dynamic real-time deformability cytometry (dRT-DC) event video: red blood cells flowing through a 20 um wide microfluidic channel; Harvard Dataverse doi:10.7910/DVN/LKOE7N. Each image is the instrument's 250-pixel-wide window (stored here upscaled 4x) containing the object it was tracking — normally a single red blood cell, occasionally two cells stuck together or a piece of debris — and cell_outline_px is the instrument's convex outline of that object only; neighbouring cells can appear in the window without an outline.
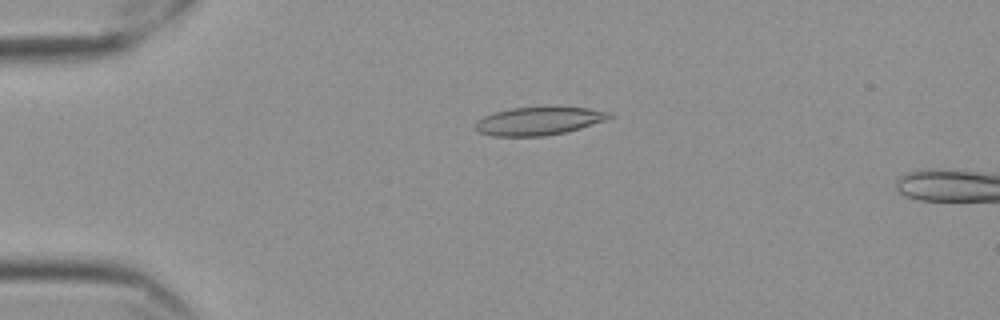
{"species": "Egyptian fruit bat (a non-hibernating species)", "species_latin": "Rousettus aegyptiacus", "temperature_condition": "cold", "stored_images_in_passage": 59, "segment_of_instrument_passage": [1, 2], "camera_frame_rate_fps": 3000, "um_per_image_px": 0.085, "frame": {"image": 1, "passage_image": 14, "time_ms": 4.333, "image_size_px": [1000, 320], "cell_outline_px": [[616, 116], [608, 120], [580, 128], [564, 132], [544, 136], [492, 136], [476, 132], [476, 120], [492, 112], [512, 108], [548, 104], [588, 108], [616, 112]], "centroid_in_image_um": [45.88, 10.23], "position_along_channel_um": 39.1, "area_um2": 23.12}}
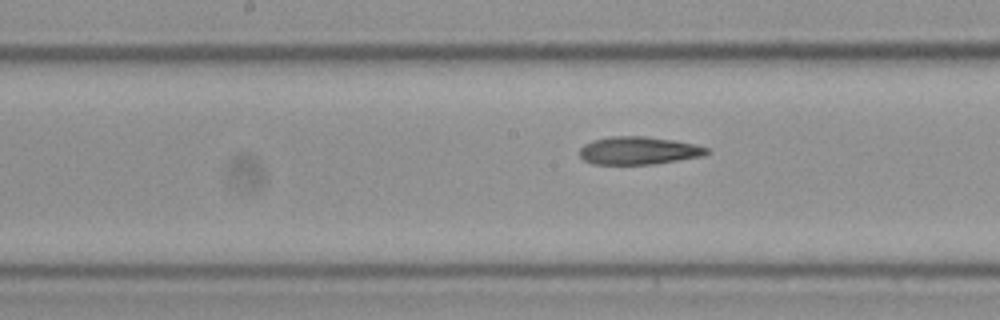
{"frame": {"image": 2, "passage_image": 30, "time_ms": 9.667, "image_size_px": [1000, 320], "cell_outline_px": [[708, 152], [704, 156], [652, 164], [592, 164], [584, 160], [580, 156], [580, 148], [584, 144], [592, 140], [612, 136], [644, 136], [672, 140], [696, 144], [708, 148]], "centroid_in_image_um": [54.26, 12.8], "position_along_channel_um": 193.9, "area_um2": 20.58}}
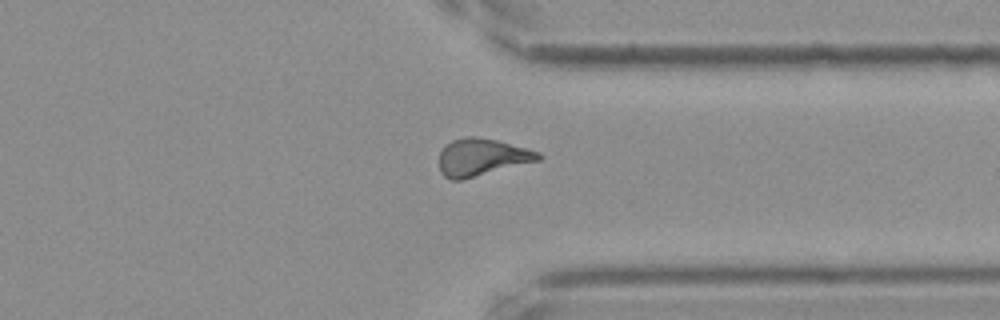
{"frame": {"image": 3, "passage_image": 45, "time_ms": 14.667, "image_size_px": [1000, 320], "cell_outline_px": [[544, 156], [540, 160], [460, 180], [452, 180], [444, 176], [440, 172], [440, 152], [444, 144], [452, 140], [464, 136], [472, 136], [496, 140], [528, 148], [540, 152]], "centroid_in_image_um": [40.95, 13.35], "position_along_channel_um": 370.4, "area_um2": 21.56}}